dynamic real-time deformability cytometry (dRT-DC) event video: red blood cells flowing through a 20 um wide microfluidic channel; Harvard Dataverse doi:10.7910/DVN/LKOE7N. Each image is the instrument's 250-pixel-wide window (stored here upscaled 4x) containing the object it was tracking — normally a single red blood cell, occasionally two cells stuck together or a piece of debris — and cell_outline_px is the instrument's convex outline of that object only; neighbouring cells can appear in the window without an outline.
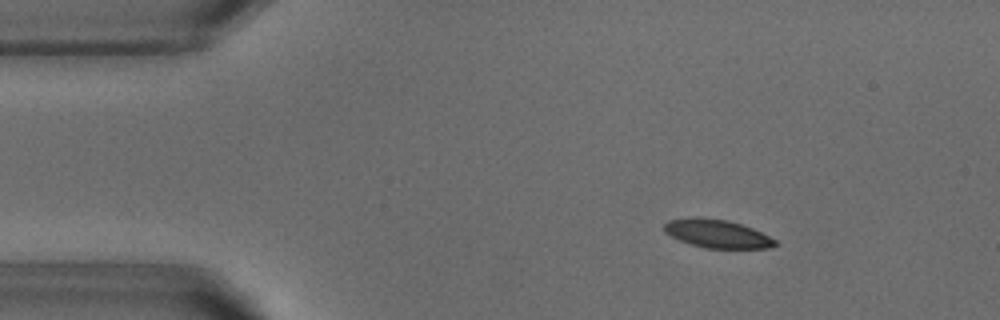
{"species": "common noctule bat (a hibernating species)", "species_latin": "Nyctalus noctula", "temperature_condition": "warm", "stored_images_in_passage": 46, "camera_frame_rate_fps": 3000, "um_per_image_px": 0.085, "animal": {"sex": "male", "body_mass_g": 18.8}, "frame": {"image": 1, "passage_image": 1, "time_ms": 0.0, "image_size_px": [1000, 320], "cell_outline_px": [[780, 244], [772, 248], [704, 248], [680, 240], [664, 232], [664, 224], [668, 220], [728, 220], [752, 228], [776, 240]], "centroid_in_image_um": [61.05, 19.92], "position_along_channel_um": 24.0, "area_um2": 17.46}}
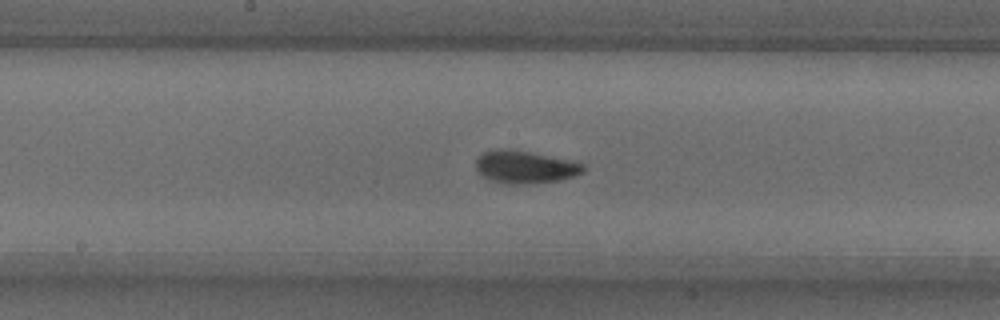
{"frame": {"image": 2, "passage_image": 20, "time_ms": 6.333, "image_size_px": [1000, 320], "cell_outline_px": [[584, 172], [576, 176], [560, 180], [532, 184], [508, 184], [492, 180], [484, 176], [476, 168], [476, 160], [484, 152], [496, 148], [508, 148], [568, 160], [584, 164]], "centroid_in_image_um": [44.64, 14.2], "position_along_channel_um": 203.6, "area_um2": 20.29}}
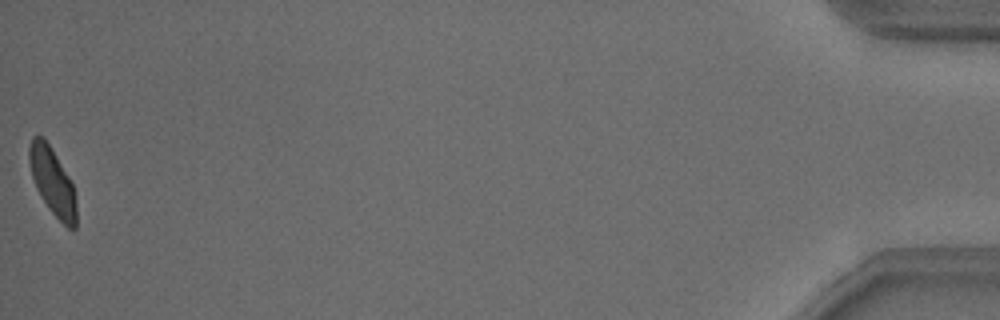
{"frame": {"image": 3, "passage_image": 46, "time_ms": 15.0, "image_size_px": [1000, 320], "cell_outline_px": [[76, 228], [68, 228], [48, 208], [36, 188], [32, 176], [28, 160], [28, 148], [32, 136], [44, 136], [68, 176], [72, 184], [76, 204]], "centroid_in_image_um": [4.43, 15.4], "position_along_channel_um": 430.8, "area_um2": 18.21}, "authors_computed_cell_mechanics": {"area_um2": 19.3052, "velocity_mm_per_s": 3.7959, "shape_relaxation_time_tau1_ms": 3.0674, "shape_relaxation_time_tau2_ms": 1.0859, "deformation_change_tau1": 0.1088, "deformation_change_tau2": 0.0504}}